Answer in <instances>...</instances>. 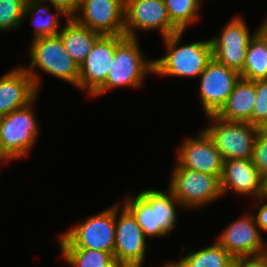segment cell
Returning a JSON list of instances; mask_svg holds the SVG:
<instances>
[{"label": "cell", "instance_id": "1", "mask_svg": "<svg viewBox=\"0 0 267 267\" xmlns=\"http://www.w3.org/2000/svg\"><path fill=\"white\" fill-rule=\"evenodd\" d=\"M124 204L133 214L146 237L165 236L170 233L176 223L175 205H181L170 189L167 194L146 189L133 199L128 198Z\"/></svg>", "mask_w": 267, "mask_h": 267}, {"label": "cell", "instance_id": "2", "mask_svg": "<svg viewBox=\"0 0 267 267\" xmlns=\"http://www.w3.org/2000/svg\"><path fill=\"white\" fill-rule=\"evenodd\" d=\"M183 31L164 38L167 55L154 61V72L170 76H200L213 59L210 39L178 46Z\"/></svg>", "mask_w": 267, "mask_h": 267}, {"label": "cell", "instance_id": "3", "mask_svg": "<svg viewBox=\"0 0 267 267\" xmlns=\"http://www.w3.org/2000/svg\"><path fill=\"white\" fill-rule=\"evenodd\" d=\"M137 37L125 36L115 47L114 59L106 81L92 94L102 95L113 87H139L147 73H154V61L145 60Z\"/></svg>", "mask_w": 267, "mask_h": 267}, {"label": "cell", "instance_id": "4", "mask_svg": "<svg viewBox=\"0 0 267 267\" xmlns=\"http://www.w3.org/2000/svg\"><path fill=\"white\" fill-rule=\"evenodd\" d=\"M30 58L29 68L25 70L31 76L37 91L39 75L33 72L37 66L44 72L78 87L79 65L66 52L59 35L34 39L30 47Z\"/></svg>", "mask_w": 267, "mask_h": 267}, {"label": "cell", "instance_id": "5", "mask_svg": "<svg viewBox=\"0 0 267 267\" xmlns=\"http://www.w3.org/2000/svg\"><path fill=\"white\" fill-rule=\"evenodd\" d=\"M116 230V205L90 216L77 227L62 234L61 249H91L114 252Z\"/></svg>", "mask_w": 267, "mask_h": 267}, {"label": "cell", "instance_id": "6", "mask_svg": "<svg viewBox=\"0 0 267 267\" xmlns=\"http://www.w3.org/2000/svg\"><path fill=\"white\" fill-rule=\"evenodd\" d=\"M215 124L204 131L212 139L223 160L252 159L256 137L261 128L249 122L229 121L208 115Z\"/></svg>", "mask_w": 267, "mask_h": 267}, {"label": "cell", "instance_id": "7", "mask_svg": "<svg viewBox=\"0 0 267 267\" xmlns=\"http://www.w3.org/2000/svg\"><path fill=\"white\" fill-rule=\"evenodd\" d=\"M34 101L0 117V150L8 160L27 155L36 141L38 124L31 109Z\"/></svg>", "mask_w": 267, "mask_h": 267}, {"label": "cell", "instance_id": "8", "mask_svg": "<svg viewBox=\"0 0 267 267\" xmlns=\"http://www.w3.org/2000/svg\"><path fill=\"white\" fill-rule=\"evenodd\" d=\"M221 176H213L187 168H176L169 183L173 196L185 207H198L222 195Z\"/></svg>", "mask_w": 267, "mask_h": 267}, {"label": "cell", "instance_id": "9", "mask_svg": "<svg viewBox=\"0 0 267 267\" xmlns=\"http://www.w3.org/2000/svg\"><path fill=\"white\" fill-rule=\"evenodd\" d=\"M118 208L120 206L116 205L114 259L119 267H141L146 250V236L125 206L117 221Z\"/></svg>", "mask_w": 267, "mask_h": 267}, {"label": "cell", "instance_id": "10", "mask_svg": "<svg viewBox=\"0 0 267 267\" xmlns=\"http://www.w3.org/2000/svg\"><path fill=\"white\" fill-rule=\"evenodd\" d=\"M253 215L243 216L229 225L218 237V243L232 256L262 262L266 245Z\"/></svg>", "mask_w": 267, "mask_h": 267}, {"label": "cell", "instance_id": "11", "mask_svg": "<svg viewBox=\"0 0 267 267\" xmlns=\"http://www.w3.org/2000/svg\"><path fill=\"white\" fill-rule=\"evenodd\" d=\"M157 28L163 38L179 32L169 18L164 0H125V36L136 38L135 29Z\"/></svg>", "mask_w": 267, "mask_h": 267}, {"label": "cell", "instance_id": "12", "mask_svg": "<svg viewBox=\"0 0 267 267\" xmlns=\"http://www.w3.org/2000/svg\"><path fill=\"white\" fill-rule=\"evenodd\" d=\"M240 73L214 58L200 74V98L205 114H217L232 93Z\"/></svg>", "mask_w": 267, "mask_h": 267}, {"label": "cell", "instance_id": "13", "mask_svg": "<svg viewBox=\"0 0 267 267\" xmlns=\"http://www.w3.org/2000/svg\"><path fill=\"white\" fill-rule=\"evenodd\" d=\"M82 18H73L101 35L125 36V0H81Z\"/></svg>", "mask_w": 267, "mask_h": 267}, {"label": "cell", "instance_id": "14", "mask_svg": "<svg viewBox=\"0 0 267 267\" xmlns=\"http://www.w3.org/2000/svg\"><path fill=\"white\" fill-rule=\"evenodd\" d=\"M125 36L101 35L79 66L78 87L92 95L105 81L114 59L116 45Z\"/></svg>", "mask_w": 267, "mask_h": 267}, {"label": "cell", "instance_id": "15", "mask_svg": "<svg viewBox=\"0 0 267 267\" xmlns=\"http://www.w3.org/2000/svg\"><path fill=\"white\" fill-rule=\"evenodd\" d=\"M254 34H249L243 19H232L220 36L210 39L213 58L240 73L244 67L248 43Z\"/></svg>", "mask_w": 267, "mask_h": 267}, {"label": "cell", "instance_id": "16", "mask_svg": "<svg viewBox=\"0 0 267 267\" xmlns=\"http://www.w3.org/2000/svg\"><path fill=\"white\" fill-rule=\"evenodd\" d=\"M177 156L178 165L175 168H187L213 176L222 175L224 160L204 130L195 139H186Z\"/></svg>", "mask_w": 267, "mask_h": 267}, {"label": "cell", "instance_id": "17", "mask_svg": "<svg viewBox=\"0 0 267 267\" xmlns=\"http://www.w3.org/2000/svg\"><path fill=\"white\" fill-rule=\"evenodd\" d=\"M263 177L252 159H228L223 162L220 178L222 194L232 191L238 194H250L256 199L261 197Z\"/></svg>", "mask_w": 267, "mask_h": 267}, {"label": "cell", "instance_id": "18", "mask_svg": "<svg viewBox=\"0 0 267 267\" xmlns=\"http://www.w3.org/2000/svg\"><path fill=\"white\" fill-rule=\"evenodd\" d=\"M38 91L25 68H14L0 78V117L28 105Z\"/></svg>", "mask_w": 267, "mask_h": 267}, {"label": "cell", "instance_id": "19", "mask_svg": "<svg viewBox=\"0 0 267 267\" xmlns=\"http://www.w3.org/2000/svg\"><path fill=\"white\" fill-rule=\"evenodd\" d=\"M256 102L255 81L240 78L221 110L216 114L229 121L249 122Z\"/></svg>", "mask_w": 267, "mask_h": 267}, {"label": "cell", "instance_id": "20", "mask_svg": "<svg viewBox=\"0 0 267 267\" xmlns=\"http://www.w3.org/2000/svg\"><path fill=\"white\" fill-rule=\"evenodd\" d=\"M66 52L80 66L91 51L96 40L101 36L99 32L79 24L73 17L58 34Z\"/></svg>", "mask_w": 267, "mask_h": 267}, {"label": "cell", "instance_id": "21", "mask_svg": "<svg viewBox=\"0 0 267 267\" xmlns=\"http://www.w3.org/2000/svg\"><path fill=\"white\" fill-rule=\"evenodd\" d=\"M240 76L250 81L267 79V43L257 31L248 43Z\"/></svg>", "mask_w": 267, "mask_h": 267}, {"label": "cell", "instance_id": "22", "mask_svg": "<svg viewBox=\"0 0 267 267\" xmlns=\"http://www.w3.org/2000/svg\"><path fill=\"white\" fill-rule=\"evenodd\" d=\"M43 0H27L26 1V10L24 16L28 13L35 14L34 21V39L40 37H48V36H55L59 34V30L57 28L61 25L60 22L57 20L58 15H65L67 19L69 18L60 8L56 7V14L49 15L47 18H41L43 15H48L49 11L48 8L45 7ZM41 18V19H40ZM36 20V21H35Z\"/></svg>", "mask_w": 267, "mask_h": 267}, {"label": "cell", "instance_id": "23", "mask_svg": "<svg viewBox=\"0 0 267 267\" xmlns=\"http://www.w3.org/2000/svg\"><path fill=\"white\" fill-rule=\"evenodd\" d=\"M231 258L232 256L216 242L194 253L190 252L175 264L178 267H224Z\"/></svg>", "mask_w": 267, "mask_h": 267}, {"label": "cell", "instance_id": "24", "mask_svg": "<svg viewBox=\"0 0 267 267\" xmlns=\"http://www.w3.org/2000/svg\"><path fill=\"white\" fill-rule=\"evenodd\" d=\"M73 267H119L112 253L91 249H61Z\"/></svg>", "mask_w": 267, "mask_h": 267}, {"label": "cell", "instance_id": "25", "mask_svg": "<svg viewBox=\"0 0 267 267\" xmlns=\"http://www.w3.org/2000/svg\"><path fill=\"white\" fill-rule=\"evenodd\" d=\"M203 0H164L172 24L183 31L187 25L197 21L198 9Z\"/></svg>", "mask_w": 267, "mask_h": 267}, {"label": "cell", "instance_id": "26", "mask_svg": "<svg viewBox=\"0 0 267 267\" xmlns=\"http://www.w3.org/2000/svg\"><path fill=\"white\" fill-rule=\"evenodd\" d=\"M27 0H0V30L16 28L22 22Z\"/></svg>", "mask_w": 267, "mask_h": 267}, {"label": "cell", "instance_id": "27", "mask_svg": "<svg viewBox=\"0 0 267 267\" xmlns=\"http://www.w3.org/2000/svg\"><path fill=\"white\" fill-rule=\"evenodd\" d=\"M256 102L252 112V125L263 128L267 124V79L255 81Z\"/></svg>", "mask_w": 267, "mask_h": 267}, {"label": "cell", "instance_id": "28", "mask_svg": "<svg viewBox=\"0 0 267 267\" xmlns=\"http://www.w3.org/2000/svg\"><path fill=\"white\" fill-rule=\"evenodd\" d=\"M252 161L262 177L267 175V134L260 129L252 155Z\"/></svg>", "mask_w": 267, "mask_h": 267}, {"label": "cell", "instance_id": "29", "mask_svg": "<svg viewBox=\"0 0 267 267\" xmlns=\"http://www.w3.org/2000/svg\"><path fill=\"white\" fill-rule=\"evenodd\" d=\"M45 2V0H43ZM54 8H60L69 18L74 17L78 12L81 0H46Z\"/></svg>", "mask_w": 267, "mask_h": 267}, {"label": "cell", "instance_id": "30", "mask_svg": "<svg viewBox=\"0 0 267 267\" xmlns=\"http://www.w3.org/2000/svg\"><path fill=\"white\" fill-rule=\"evenodd\" d=\"M253 217L258 227L267 232V203L262 204L257 215H253Z\"/></svg>", "mask_w": 267, "mask_h": 267}, {"label": "cell", "instance_id": "31", "mask_svg": "<svg viewBox=\"0 0 267 267\" xmlns=\"http://www.w3.org/2000/svg\"><path fill=\"white\" fill-rule=\"evenodd\" d=\"M253 262L244 257H232L224 267H249Z\"/></svg>", "mask_w": 267, "mask_h": 267}, {"label": "cell", "instance_id": "32", "mask_svg": "<svg viewBox=\"0 0 267 267\" xmlns=\"http://www.w3.org/2000/svg\"><path fill=\"white\" fill-rule=\"evenodd\" d=\"M257 32L264 38L267 43V20L261 25Z\"/></svg>", "mask_w": 267, "mask_h": 267}, {"label": "cell", "instance_id": "33", "mask_svg": "<svg viewBox=\"0 0 267 267\" xmlns=\"http://www.w3.org/2000/svg\"><path fill=\"white\" fill-rule=\"evenodd\" d=\"M267 199V175L263 177V182H262V193L261 197L259 199Z\"/></svg>", "mask_w": 267, "mask_h": 267}, {"label": "cell", "instance_id": "34", "mask_svg": "<svg viewBox=\"0 0 267 267\" xmlns=\"http://www.w3.org/2000/svg\"><path fill=\"white\" fill-rule=\"evenodd\" d=\"M249 267H264L262 262H253Z\"/></svg>", "mask_w": 267, "mask_h": 267}, {"label": "cell", "instance_id": "35", "mask_svg": "<svg viewBox=\"0 0 267 267\" xmlns=\"http://www.w3.org/2000/svg\"><path fill=\"white\" fill-rule=\"evenodd\" d=\"M262 263H263L264 267H267V247H266V253H265V256H264Z\"/></svg>", "mask_w": 267, "mask_h": 267}, {"label": "cell", "instance_id": "36", "mask_svg": "<svg viewBox=\"0 0 267 267\" xmlns=\"http://www.w3.org/2000/svg\"><path fill=\"white\" fill-rule=\"evenodd\" d=\"M3 160H4V162L8 161V159L2 154V152L0 150V161H3Z\"/></svg>", "mask_w": 267, "mask_h": 267}, {"label": "cell", "instance_id": "37", "mask_svg": "<svg viewBox=\"0 0 267 267\" xmlns=\"http://www.w3.org/2000/svg\"><path fill=\"white\" fill-rule=\"evenodd\" d=\"M164 267H178L175 263H166V265Z\"/></svg>", "mask_w": 267, "mask_h": 267}, {"label": "cell", "instance_id": "38", "mask_svg": "<svg viewBox=\"0 0 267 267\" xmlns=\"http://www.w3.org/2000/svg\"><path fill=\"white\" fill-rule=\"evenodd\" d=\"M262 130L267 134V124L262 128Z\"/></svg>", "mask_w": 267, "mask_h": 267}]
</instances>
